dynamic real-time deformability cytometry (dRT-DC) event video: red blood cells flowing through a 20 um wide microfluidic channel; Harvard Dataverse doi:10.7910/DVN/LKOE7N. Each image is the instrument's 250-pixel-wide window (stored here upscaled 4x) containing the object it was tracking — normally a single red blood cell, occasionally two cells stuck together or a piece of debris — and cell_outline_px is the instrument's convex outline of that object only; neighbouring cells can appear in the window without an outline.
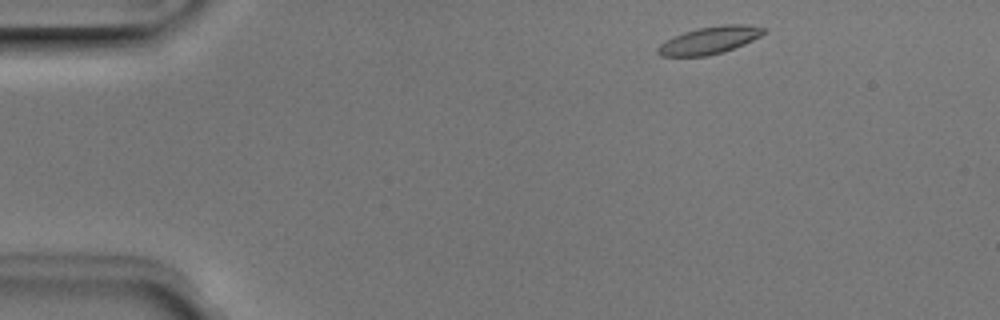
{"species": "Egyptian fruit bat (a non-hibernating species)", "species_latin": "Rousettus aegyptiacus", "temperature_condition": "room temperature", "stored_images_in_passage": 46, "camera_frame_rate_fps": 3000, "um_per_image_px": 0.085, "animal": {"sex": "male"}, "frame": {"image": 1, "passage_image": 2, "time_ms": 0.333, "image_size_px": [1000, 320], "cell_outline_px": [[764, 32], [760, 36], [744, 44], [724, 52], [708, 56], [660, 56], [656, 52], [656, 48], [664, 40], [684, 32], [696, 28], [724, 24], [748, 24], [764, 28]], "centroid_in_image_um": [60.27, 3.42], "position_along_channel_um": 24.7, "area_um2": 16.99}}
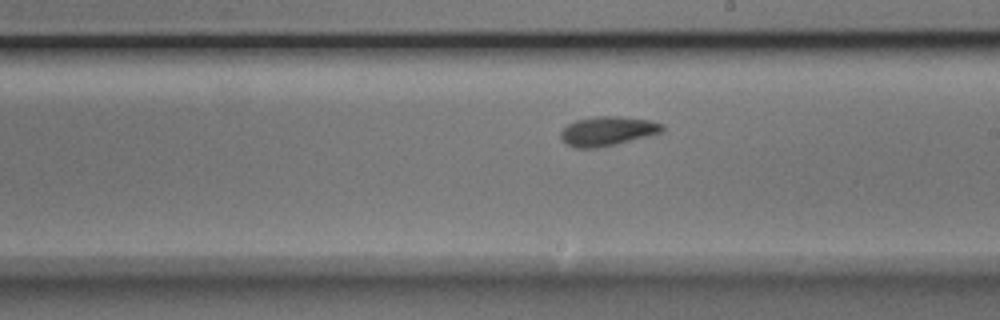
{"frame": {"image": 2, "passage_image": 24, "time_ms": 7.667, "image_size_px": [1000, 320], "cell_outline_px": [[664, 132], [652, 136], [616, 144], [596, 148], [572, 148], [564, 144], [560, 136], [560, 132], [568, 124], [576, 120], [596, 116], [620, 116], [652, 120], [664, 124]], "centroid_in_image_um": [51.67, 11.15], "position_along_channel_um": 237.3, "area_um2": 17.8}}
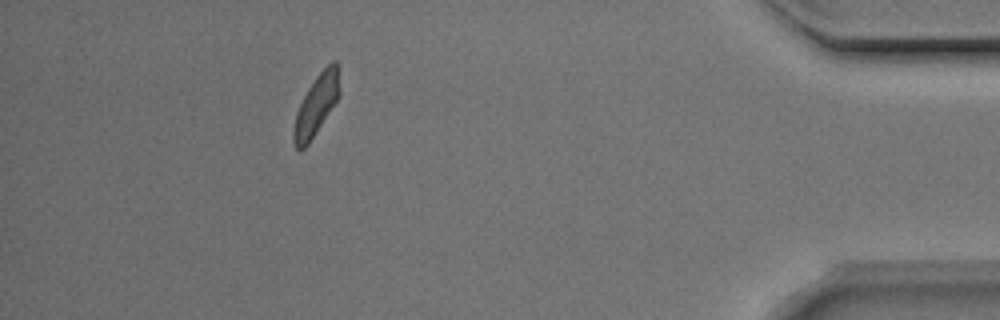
{"frame": {"image": 3, "passage_image": 41, "time_ms": 13.333, "image_size_px": [1000, 320], "cell_outline_px": [[340, 92], [336, 100], [308, 144], [300, 152], [296, 148], [292, 140], [292, 132], [296, 112], [308, 88], [316, 76], [332, 60], [336, 60], [340, 88]], "centroid_in_image_um": [26.85, 8.95], "position_along_channel_um": 408.4, "area_um2": 15.84}, "authors_computed_cell_mechanics": {"area_um2": 16.6753, "velocity_mm_per_s": 3.9339, "shape_relaxation_time_tau1_ms": 4.2084, "shape_relaxation_time_tau2_ms": 4.1561, "deformation_change_tau1": 0.1176, "deformation_change_tau2": 0.1075}}